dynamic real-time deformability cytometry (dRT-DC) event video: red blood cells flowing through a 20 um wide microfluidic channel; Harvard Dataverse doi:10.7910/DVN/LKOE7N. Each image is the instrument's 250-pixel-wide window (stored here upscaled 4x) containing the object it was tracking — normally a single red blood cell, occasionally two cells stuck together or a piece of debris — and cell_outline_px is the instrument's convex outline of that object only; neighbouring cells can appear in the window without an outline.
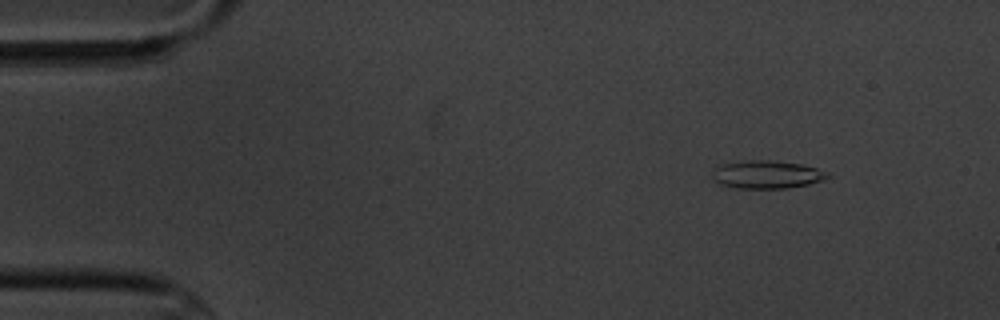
{"species": "common noctule bat (a hibernating species)", "species_latin": "Nyctalus noctula", "temperature_condition": "cold", "stored_images_in_passage": 5, "camera_frame_rate_fps": 3000, "um_per_image_px": 0.085, "animal": {"sex": "male", "body_mass_g": 20.1, "forearm_length_mm": 53.5}, "frame": {"image": 1, "passage_image": 2, "time_ms": 2.0, "image_size_px": [1000, 320], "cell_outline_px": [[832, 176], [824, 180], [808, 184], [788, 188], [736, 188], [720, 184], [712, 180], [712, 176], [716, 168], [724, 164], [748, 160], [772, 160], [804, 164], [828, 172]], "centroid_in_image_um": [65.23, 14.83], "position_along_channel_um": 19.8, "area_um2": 18.84}}
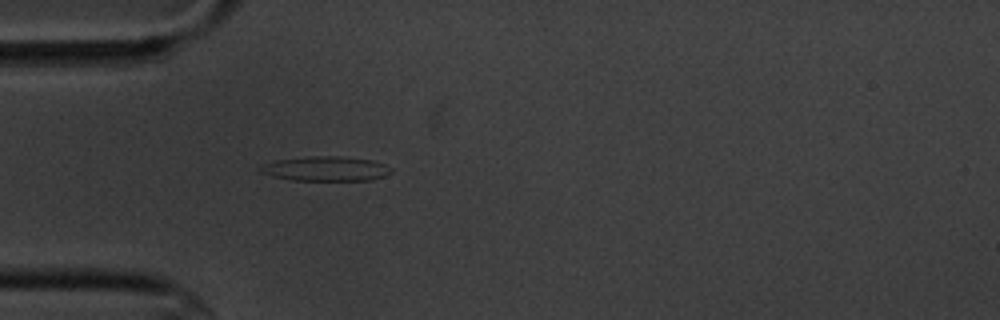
{"frame": {"image": 2, "passage_image": 5, "time_ms": 5.333, "image_size_px": [1000, 320], "cell_outline_px": [[392, 172], [384, 176], [372, 180], [292, 180], [272, 176], [260, 172], [260, 164], [276, 160], [312, 156], [340, 156], [372, 160], [384, 164], [392, 168]], "centroid_in_image_um": [27.69, 14.34], "position_along_channel_um": 57.3, "area_um2": 18.79}}